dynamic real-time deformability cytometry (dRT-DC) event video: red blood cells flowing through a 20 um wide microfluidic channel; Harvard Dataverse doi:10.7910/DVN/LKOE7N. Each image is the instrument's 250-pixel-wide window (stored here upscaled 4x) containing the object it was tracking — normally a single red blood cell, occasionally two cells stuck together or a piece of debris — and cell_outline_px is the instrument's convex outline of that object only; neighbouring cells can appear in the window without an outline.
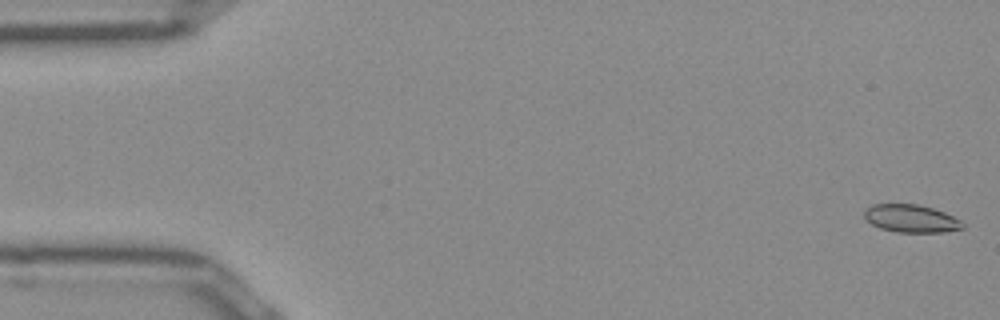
{"species": "Egyptian fruit bat (a non-hibernating species)", "species_latin": "Rousettus aegyptiacus", "temperature_condition": "room temperature", "stored_images_in_passage": 51, "camera_frame_rate_fps": 3000, "um_per_image_px": 0.085, "frame": {"image": 1, "passage_image": 1, "time_ms": 0.0, "image_size_px": [1000, 320], "cell_outline_px": [[964, 228], [944, 232], [896, 232], [880, 228], [872, 224], [864, 216], [864, 208], [872, 204], [916, 204], [932, 208], [944, 212], [960, 220], [964, 224]], "centroid_in_image_um": [77.42, 18.57], "position_along_channel_um": 7.6, "area_um2": 15.9}}
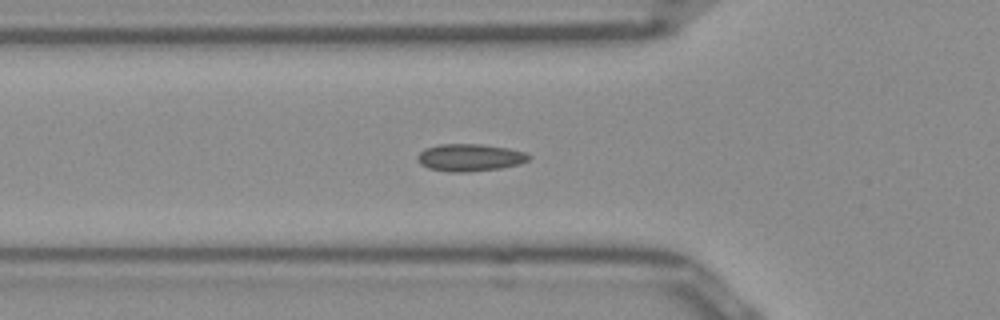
{"frame": {"image": 2, "passage_image": 17, "time_ms": 5.333, "image_size_px": [1000, 320], "cell_outline_px": [[532, 156], [528, 160], [520, 164], [500, 168], [468, 172], [448, 172], [428, 168], [420, 164], [416, 160], [416, 156], [424, 148], [440, 144], [480, 144], [508, 148], [524, 152]], "centroid_in_image_um": [39.9, 13.39], "position_along_channel_um": 85.9, "area_um2": 17.86}}
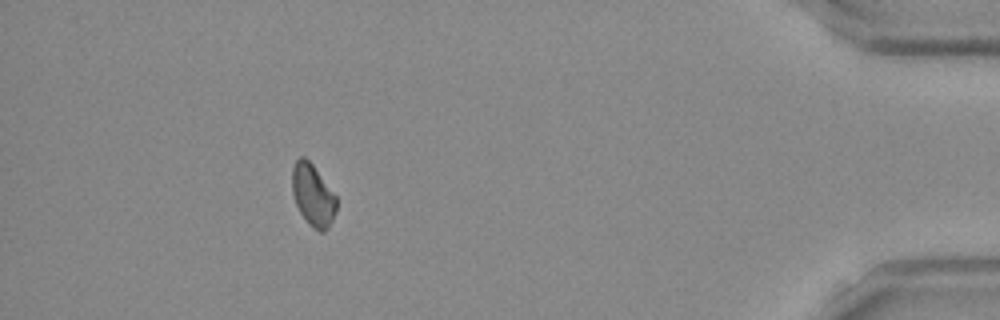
{"frame": {"image": 3, "passage_image": 46, "time_ms": 15.0, "image_size_px": [1000, 320], "cell_outline_px": [[336, 208], [332, 220], [328, 228], [324, 232], [320, 232], [312, 228], [308, 224], [300, 212], [292, 196], [292, 168], [296, 160], [300, 156], [304, 156], [312, 164], [336, 196]], "centroid_in_image_um": [26.57, 16.6], "position_along_channel_um": 408.6, "area_um2": 15.95}, "authors_computed_cell_mechanics": {"area_um2": 16.473, "velocity_mm_per_s": 3.9459, "shape_relaxation_time_tau1_ms": null, "shape_relaxation_time_tau2_ms": 3.3463, "deformation_change_tau1": null, "deformation_change_tau2": 0.0978}}